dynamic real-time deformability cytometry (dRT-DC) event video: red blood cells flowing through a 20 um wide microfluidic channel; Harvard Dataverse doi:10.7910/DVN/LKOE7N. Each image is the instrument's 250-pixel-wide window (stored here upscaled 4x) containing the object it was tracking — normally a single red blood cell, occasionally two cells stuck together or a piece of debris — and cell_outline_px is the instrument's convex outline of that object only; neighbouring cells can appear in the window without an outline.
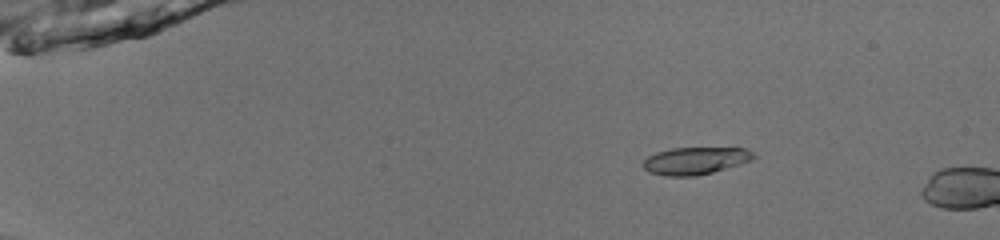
{"species": "common noctule bat (a hibernating species)", "species_latin": "Nyctalus noctula", "temperature_condition": "room temperature", "stored_images_in_passage": 4, "camera_frame_rate_fps": 3000, "um_per_image_px": 0.085, "animal": {"sex": "male", "body_mass_g": 13.0, "forearm_length_mm": 53.1}, "frame": {"image": 1, "passage_image": 1, "time_ms": 0.0, "image_size_px": [1000, 240], "cell_outline_px": [[756, 156], [752, 160], [740, 164], [712, 172], [696, 176], [664, 176], [648, 172], [640, 164], [648, 156], [656, 152], [672, 148], [744, 148], [752, 152]], "centroid_in_image_um": [59.06, 13.67], "position_along_channel_um": 25.9, "area_um2": 17.63}}